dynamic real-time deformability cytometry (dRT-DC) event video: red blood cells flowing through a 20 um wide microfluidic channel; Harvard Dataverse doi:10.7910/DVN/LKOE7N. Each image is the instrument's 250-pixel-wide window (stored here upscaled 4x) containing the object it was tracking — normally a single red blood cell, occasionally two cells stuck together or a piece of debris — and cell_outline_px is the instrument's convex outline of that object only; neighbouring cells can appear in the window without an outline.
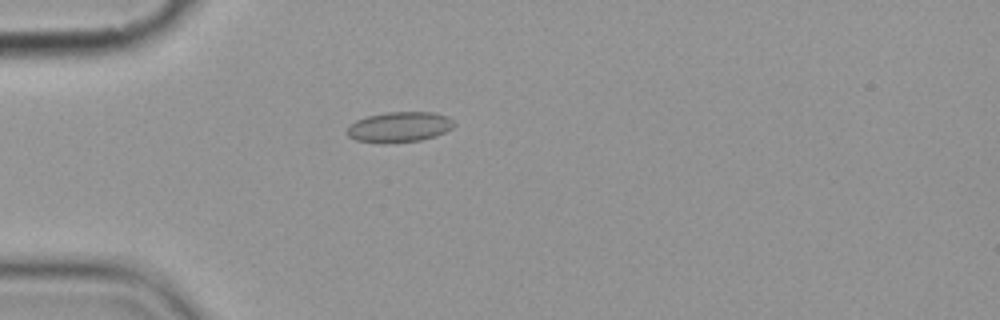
{"species": "common noctule bat (a hibernating species)", "species_latin": "Nyctalus noctula", "temperature_condition": "cold", "stored_images_in_passage": 5, "camera_frame_rate_fps": 3000, "um_per_image_px": 0.085, "animal": {"sex": "female", "body_mass_g": 19.9}, "frame": {"image": 1, "passage_image": 5, "time_ms": 4.667, "image_size_px": [1000, 320], "cell_outline_px": [[456, 124], [452, 128], [436, 136], [420, 140], [388, 144], [380, 144], [356, 140], [348, 136], [348, 128], [356, 120], [368, 116], [388, 112], [432, 112], [448, 116]], "centroid_in_image_um": [33.96, 10.81], "position_along_channel_um": 51.0, "area_um2": 19.02}}